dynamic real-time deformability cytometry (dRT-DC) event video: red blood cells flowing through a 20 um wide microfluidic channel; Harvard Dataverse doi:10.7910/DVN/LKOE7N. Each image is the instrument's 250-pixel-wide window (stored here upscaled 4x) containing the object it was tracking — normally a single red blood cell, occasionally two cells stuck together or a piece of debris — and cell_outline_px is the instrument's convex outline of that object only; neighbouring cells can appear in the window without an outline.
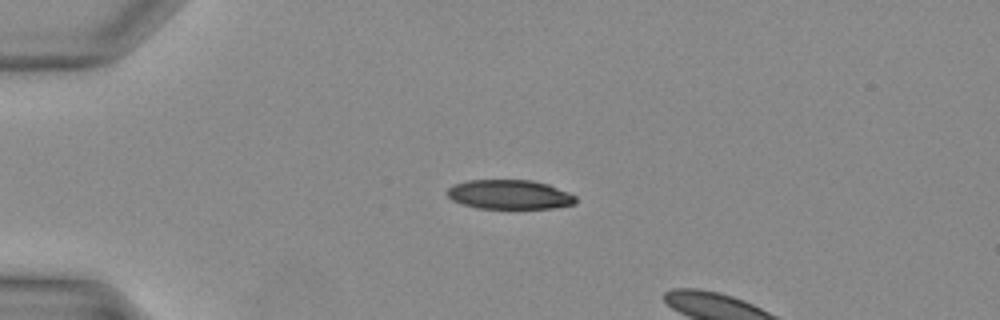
{"species": "Egyptian fruit bat (a non-hibernating species)", "species_latin": "Rousettus aegyptiacus", "temperature_condition": "warm", "stored_images_in_passage": 4, "camera_frame_rate_fps": 3000, "um_per_image_px": 0.085, "animal": {"sex": "female"}, "frame": {"image": 1, "passage_image": 1, "time_ms": 0.0, "image_size_px": [1000, 320], "cell_outline_px": [[576, 204], [552, 208], [476, 208], [452, 200], [448, 196], [448, 188], [456, 184], [468, 180], [532, 180], [548, 184], [568, 192], [576, 196]], "centroid_in_image_um": [43.34, 16.53], "position_along_channel_um": 41.7, "area_um2": 21.85}}